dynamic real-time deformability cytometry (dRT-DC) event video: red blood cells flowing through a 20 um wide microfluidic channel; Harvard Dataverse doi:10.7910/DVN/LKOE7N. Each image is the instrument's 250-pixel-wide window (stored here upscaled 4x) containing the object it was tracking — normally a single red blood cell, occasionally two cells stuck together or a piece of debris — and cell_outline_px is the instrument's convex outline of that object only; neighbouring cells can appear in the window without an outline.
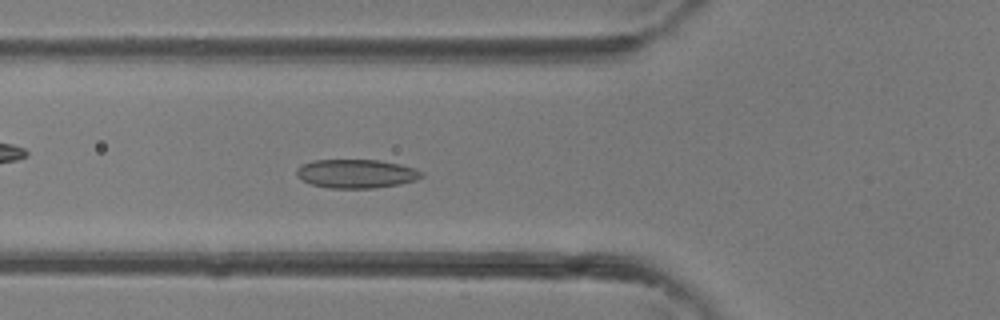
{"species": "common noctule bat (a hibernating species)", "species_latin": "Nyctalus noctula", "temperature_condition": "room temperature", "stored_images_in_passage": 37, "camera_frame_rate_fps": 3000, "um_per_image_px": 0.085, "animal": {"sex": "female"}, "frame": {"image": 1, "passage_image": 12, "time_ms": 3.667, "image_size_px": [1000, 320], "cell_outline_px": [[424, 176], [416, 180], [400, 184], [376, 188], [328, 188], [312, 184], [296, 176], [296, 168], [312, 160], [380, 160], [400, 164], [416, 168], [424, 172]], "centroid_in_image_um": [30.33, 14.76], "position_along_channel_um": 95.5, "area_um2": 21.1}}
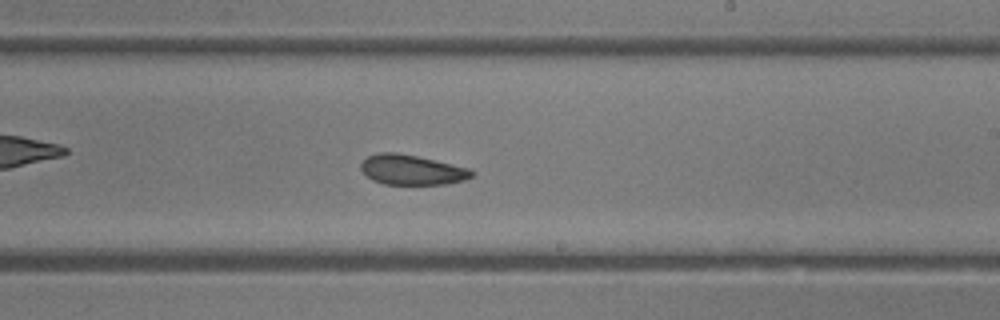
{"frame": {"image": 2, "passage_image": 21, "time_ms": 6.667, "image_size_px": [1000, 320], "cell_outline_px": [[476, 172], [472, 176], [464, 180], [448, 184], [384, 184], [372, 180], [360, 168], [360, 164], [368, 156], [376, 152], [396, 152], [416, 156], [468, 168]], "centroid_in_image_um": [34.99, 14.43], "position_along_channel_um": 254.0, "area_um2": 19.25}}
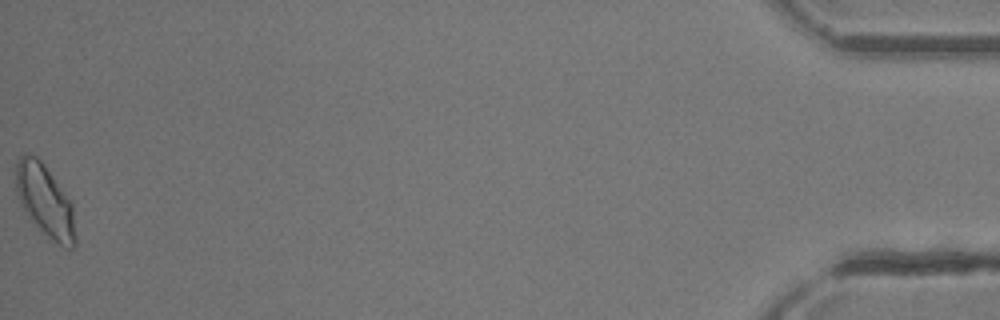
{"frame": {"image": 3, "passage_image": 37, "time_ms": 12.0, "image_size_px": [1000, 320], "cell_outline_px": [[76, 244], [72, 248], [68, 248], [60, 244], [48, 236], [32, 220], [20, 204], [16, 192], [16, 160], [24, 152], [28, 152], [36, 156], [44, 164], [72, 200], [76, 236]], "centroid_in_image_um": [3.84, 17.01], "position_along_channel_um": 431.4, "area_um2": 25.09}}